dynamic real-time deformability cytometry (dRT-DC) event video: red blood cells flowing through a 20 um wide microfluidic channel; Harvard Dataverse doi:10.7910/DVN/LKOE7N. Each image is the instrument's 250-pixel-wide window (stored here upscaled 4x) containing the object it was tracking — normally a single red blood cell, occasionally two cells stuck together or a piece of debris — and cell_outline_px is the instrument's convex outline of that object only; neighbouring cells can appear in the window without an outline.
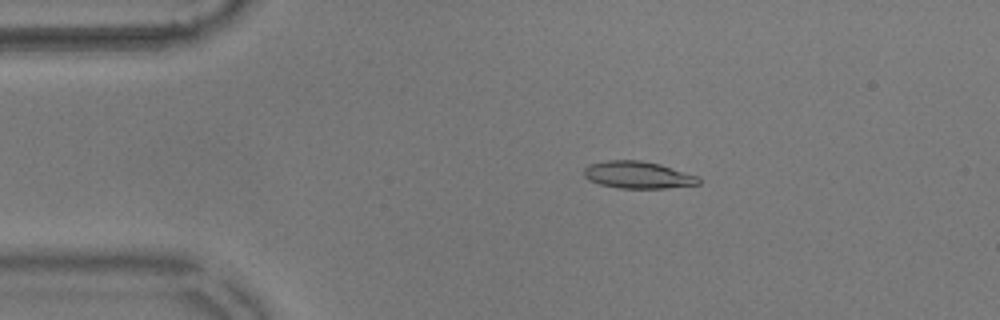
{"species": "common noctule bat (a hibernating species)", "species_latin": "Nyctalus noctula", "temperature_condition": "warm", "stored_images_in_passage": 55, "camera_frame_rate_fps": 3000, "um_per_image_px": 0.085, "animal": {"sex": "male", "body_mass_g": 17.9}, "frame": {"image": 1, "passage_image": 10, "time_ms": 3.0, "image_size_px": [1000, 320], "cell_outline_px": [[700, 184], [668, 188], [620, 188], [600, 184], [588, 180], [584, 176], [584, 168], [588, 164], [608, 160], [640, 160], [660, 164], [700, 176]], "centroid_in_image_um": [54.24, 14.86], "position_along_channel_um": 30.8, "area_um2": 18.26}}
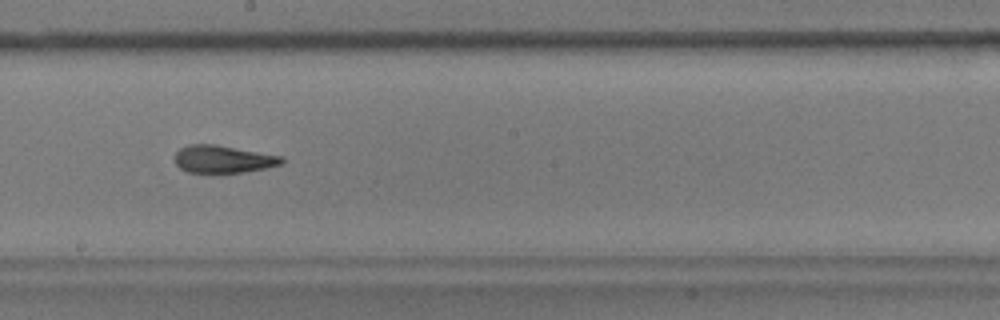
{"frame": {"image": 2, "passage_image": 30, "time_ms": 9.667, "image_size_px": [1000, 320], "cell_outline_px": [[284, 160], [280, 164], [264, 168], [244, 172], [188, 172], [180, 168], [176, 164], [172, 156], [180, 148], [188, 144], [216, 144], [284, 156]], "centroid_in_image_um": [18.93, 13.51], "position_along_channel_um": 229.3, "area_um2": 17.22}}
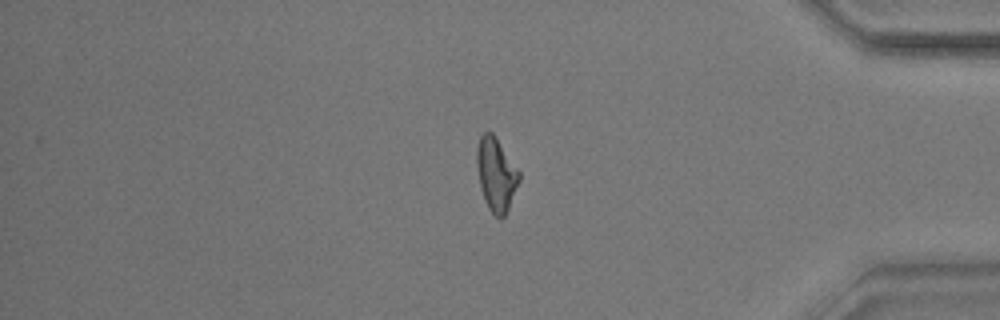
{"frame": {"image": 3, "passage_image": 46, "time_ms": 15.0, "image_size_px": [1000, 320], "cell_outline_px": [[520, 180], [508, 208], [504, 216], [500, 220], [488, 208], [484, 200], [480, 188], [476, 164], [476, 148], [480, 136], [484, 132], [492, 132], [496, 136], [520, 172]], "centroid_in_image_um": [42.15, 14.8], "position_along_channel_um": 393.0, "area_um2": 18.21}, "authors_computed_cell_mechanics": {"area_um2": 17.918, "velocity_mm_per_s": 3.623, "shape_relaxation_time_tau1_ms": 5.8005, "shape_relaxation_time_tau2_ms": 2.6125, "deformation_change_tau1": 0.1838, "deformation_change_tau2": 0.1091}}